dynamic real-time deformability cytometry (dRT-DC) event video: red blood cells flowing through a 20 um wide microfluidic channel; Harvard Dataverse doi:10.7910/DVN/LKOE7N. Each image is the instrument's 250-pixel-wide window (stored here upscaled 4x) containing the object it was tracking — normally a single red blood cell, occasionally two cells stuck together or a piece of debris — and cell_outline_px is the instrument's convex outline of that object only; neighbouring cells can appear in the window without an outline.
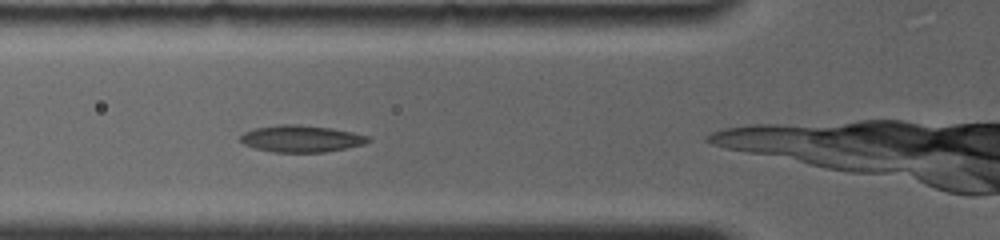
{"species": "common noctule bat (a hibernating species)", "species_latin": "Nyctalus noctula", "temperature_condition": "room temperature", "stored_images_in_passage": 10, "camera_frame_rate_fps": 4000, "um_per_image_px": 0.085, "animal": {"sex": "female", "body_mass_g": 19.0, "forearm_length_mm": 56.7}, "frame": {"image": 1, "passage_image": 4, "time_ms": 1.5, "image_size_px": [1000, 240], "cell_outline_px": [[372, 140], [364, 144], [324, 152], [276, 152], [256, 148], [244, 144], [240, 140], [240, 136], [244, 132], [256, 128], [280, 124], [300, 124], [328, 128], [352, 132], [368, 136]], "centroid_in_image_um": [25.6, 11.78], "position_along_channel_um": 100.2, "area_um2": 19.71}}
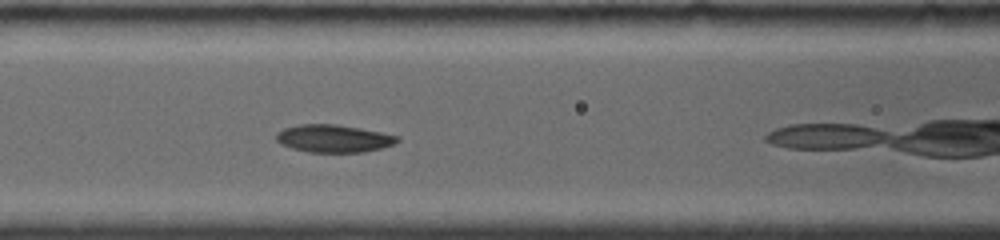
{"frame": {"image": 2, "passage_image": 6, "time_ms": 2.5, "image_size_px": [1000, 240], "cell_outline_px": [[400, 140], [392, 144], [380, 148], [364, 152], [308, 152], [292, 148], [280, 144], [276, 140], [276, 132], [284, 128], [296, 124], [336, 124], [360, 128], [400, 136]], "centroid_in_image_um": [28.32, 11.76], "position_along_channel_um": 138.3, "area_um2": 19.54}}